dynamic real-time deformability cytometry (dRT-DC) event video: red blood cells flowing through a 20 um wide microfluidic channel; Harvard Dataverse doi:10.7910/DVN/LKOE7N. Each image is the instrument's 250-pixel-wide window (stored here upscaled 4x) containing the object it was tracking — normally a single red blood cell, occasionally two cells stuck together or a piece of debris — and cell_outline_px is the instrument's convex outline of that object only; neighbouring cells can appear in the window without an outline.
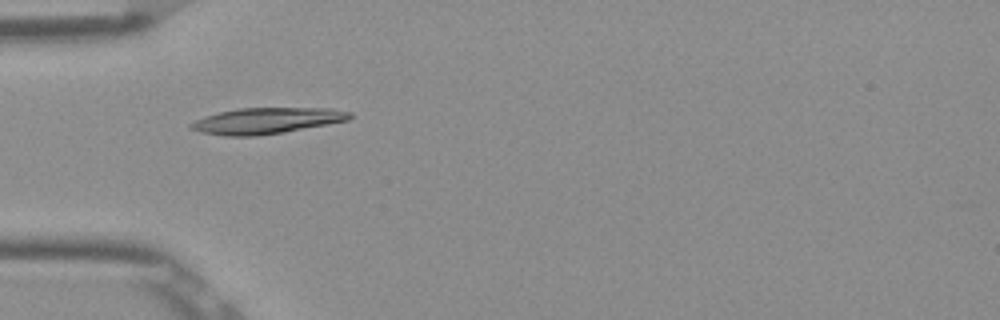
{"species": "Egyptian fruit bat (a non-hibernating species)", "species_latin": "Rousettus aegyptiacus", "temperature_condition": "room temperature", "stored_images_in_passage": 52, "camera_frame_rate_fps": 3000, "um_per_image_px": 0.085, "frame": {"image": 1, "passage_image": 16, "time_ms": 5.0, "image_size_px": [1000, 320], "cell_outline_px": [[352, 116], [348, 120], [328, 124], [284, 132], [256, 136], [224, 136], [200, 132], [188, 128], [188, 124], [204, 116], [220, 112], [240, 108], [332, 108], [352, 112]], "centroid_in_image_um": [22.65, 10.26], "position_along_channel_um": 62.4, "area_um2": 24.16}}
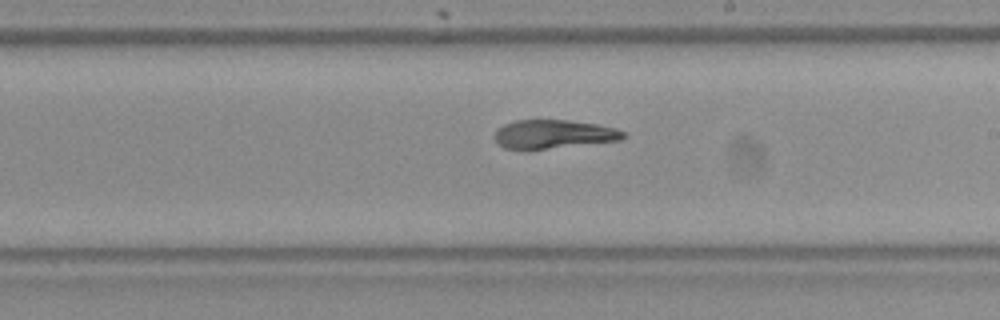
{"frame": {"image": 2, "passage_image": 30, "time_ms": 9.667, "image_size_px": [1000, 320], "cell_outline_px": [[628, 136], [620, 140], [528, 152], [524, 152], [504, 148], [496, 140], [496, 128], [504, 124], [516, 120], [568, 120], [596, 124], [616, 128], [624, 132]], "centroid_in_image_um": [47.03, 11.44], "position_along_channel_um": 242.0, "area_um2": 22.2}}
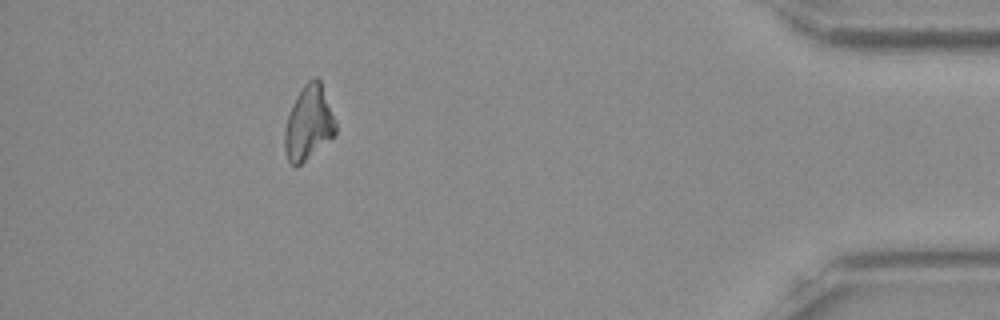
{"frame": {"image": 3, "passage_image": 47, "time_ms": 15.333, "image_size_px": [1000, 320], "cell_outline_px": [[336, 136], [296, 168], [288, 160], [284, 148], [284, 132], [288, 116], [292, 104], [296, 96], [304, 84], [308, 80], [316, 76], [320, 80], [336, 124]], "centroid_in_image_um": [26.23, 10.48], "position_along_channel_um": 409.0, "area_um2": 22.08}, "authors_computed_cell_mechanics": {"area_um2": 22.831, "velocity_mm_per_s": 3.8816, "shape_relaxation_time_tau1_ms": null, "shape_relaxation_time_tau2_ms": 4.7923, "deformation_change_tau1": null, "deformation_change_tau2": 0.0682}}